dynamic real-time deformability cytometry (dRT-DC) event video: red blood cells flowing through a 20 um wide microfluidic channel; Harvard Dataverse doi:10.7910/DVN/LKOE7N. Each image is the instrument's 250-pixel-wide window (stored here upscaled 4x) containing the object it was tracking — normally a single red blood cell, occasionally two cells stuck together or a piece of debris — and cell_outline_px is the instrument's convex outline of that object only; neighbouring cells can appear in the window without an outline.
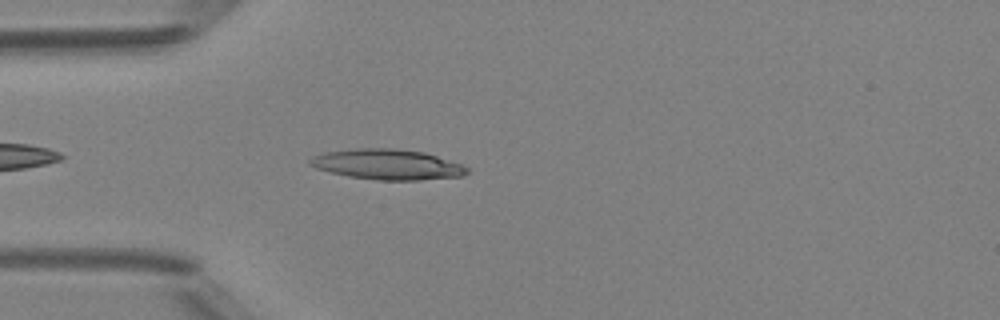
{"species": "Egyptian fruit bat (a non-hibernating species)", "species_latin": "Rousettus aegyptiacus", "temperature_condition": "room temperature", "stored_images_in_passage": 38, "camera_frame_rate_fps": 3000, "um_per_image_px": 0.085, "animal": {"sex": "female"}, "frame": {"image": 1, "passage_image": 3, "time_ms": 0.667, "image_size_px": [1000, 320], "cell_outline_px": [[468, 172], [460, 176], [420, 180], [380, 180], [348, 176], [316, 168], [308, 164], [308, 160], [312, 156], [324, 152], [352, 148], [392, 148], [424, 152], [460, 164], [468, 168]], "centroid_in_image_um": [32.87, 13.97], "position_along_channel_um": 52.1, "area_um2": 27.63}}
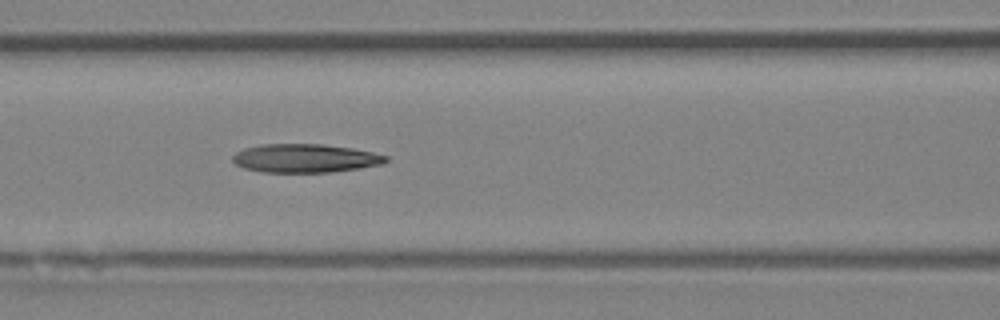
{"frame": {"image": 2, "passage_image": 10, "time_ms": 3.0, "image_size_px": [1000, 320], "cell_outline_px": [[388, 160], [384, 164], [332, 172], [264, 172], [244, 168], [236, 164], [232, 160], [232, 156], [236, 152], [244, 148], [260, 144], [320, 144], [352, 148], [372, 152], [388, 156]], "centroid_in_image_um": [25.93, 13.45], "position_along_channel_um": 140.7, "area_um2": 25.49}}
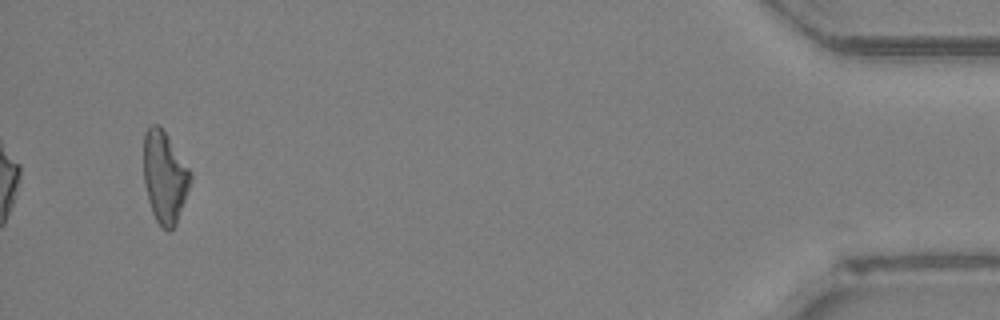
{"frame": {"image": 3, "passage_image": 36, "time_ms": 11.667, "image_size_px": [1000, 320], "cell_outline_px": [[192, 176], [176, 224], [168, 232], [156, 220], [152, 212], [148, 200], [144, 184], [144, 132], [152, 124], [156, 124], [164, 132], [192, 172]], "centroid_in_image_um": [13.98, 15.06], "position_along_channel_um": 421.2, "area_um2": 24.51}, "authors_computed_cell_mechanics": {"area_um2": 25.4031, "velocity_mm_per_s": 4.1682, "shape_relaxation_time_tau1_ms": null, "shape_relaxation_time_tau2_ms": 10.2889, "deformation_change_tau1": null, "deformation_change_tau2": 0.287}}